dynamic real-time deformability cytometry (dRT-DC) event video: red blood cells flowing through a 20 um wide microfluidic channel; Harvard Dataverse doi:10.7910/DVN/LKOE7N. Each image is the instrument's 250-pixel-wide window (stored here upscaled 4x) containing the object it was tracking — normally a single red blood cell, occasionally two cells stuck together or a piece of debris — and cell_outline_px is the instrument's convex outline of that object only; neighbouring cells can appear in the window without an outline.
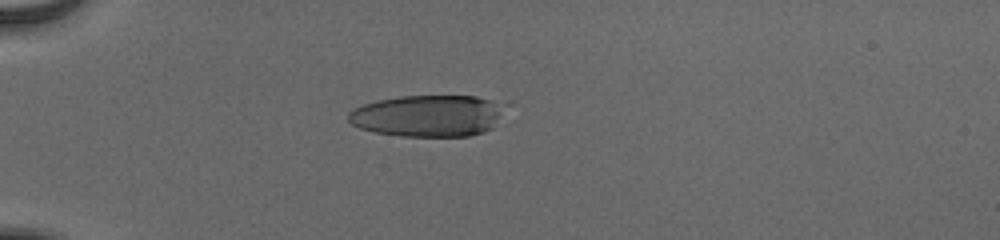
{"species": "human", "species_latin": "Homo sapiens", "temperature_condition": "cold", "stored_images_in_passage": 39, "camera_frame_rate_fps": 3000, "um_per_image_px": 0.085, "donor": {"sex": "male"}, "frame": {"image": 1, "passage_image": 1, "time_ms": 0.0, "image_size_px": [1000, 240], "cell_outline_px": [[512, 104], [492, 128], [484, 132], [468, 136], [400, 136], [376, 132], [360, 128], [352, 124], [348, 120], [348, 112], [352, 108], [376, 100], [400, 96], [476, 96]], "centroid_in_image_um": [36.46, 9.82], "position_along_channel_um": 48.5, "area_um2": 38.73}}
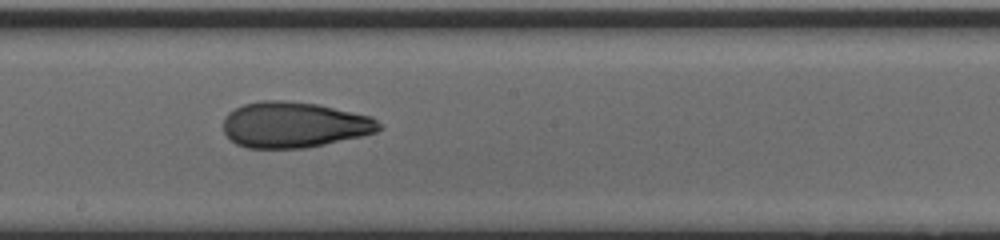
{"frame": {"image": 2, "passage_image": 17, "time_ms": 5.333, "image_size_px": [1000, 240], "cell_outline_px": [[384, 128], [376, 132], [360, 136], [324, 144], [304, 148], [248, 148], [236, 144], [224, 132], [224, 116], [228, 112], [244, 104], [260, 100], [284, 100], [316, 104], [372, 116], [384, 124]], "centroid_in_image_um": [25.02, 10.6], "position_along_channel_um": 223.2, "area_um2": 41.62}}
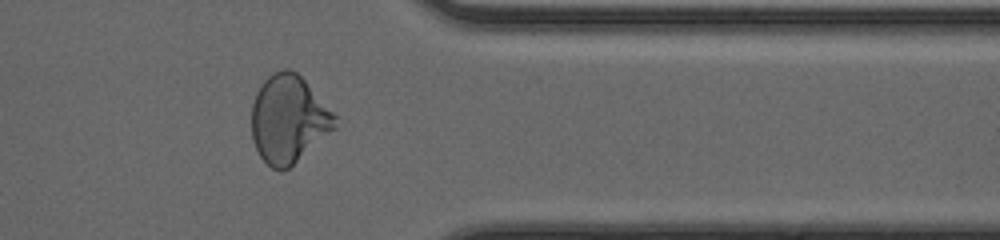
{"frame": {"image": 3, "passage_image": 30, "time_ms": 9.667, "image_size_px": [1000, 240], "cell_outline_px": [[336, 128], [288, 168], [280, 172], [272, 168], [260, 156], [252, 140], [252, 104], [256, 92], [260, 84], [272, 72], [284, 68], [288, 68], [296, 72], [304, 80], [336, 116]], "centroid_in_image_um": [24.5, 10.12], "position_along_channel_um": 386.9, "area_um2": 42.31}, "authors_computed_cell_mechanics": {"area_um2": 41.616, "velocity_mm_per_s": 3.91, "shape_relaxation_time_tau1_ms": 6.8989, "shape_relaxation_time_tau2_ms": 1.3807, "deformation_change_tau1": 0.2578, "deformation_change_tau2": 0.0806}}